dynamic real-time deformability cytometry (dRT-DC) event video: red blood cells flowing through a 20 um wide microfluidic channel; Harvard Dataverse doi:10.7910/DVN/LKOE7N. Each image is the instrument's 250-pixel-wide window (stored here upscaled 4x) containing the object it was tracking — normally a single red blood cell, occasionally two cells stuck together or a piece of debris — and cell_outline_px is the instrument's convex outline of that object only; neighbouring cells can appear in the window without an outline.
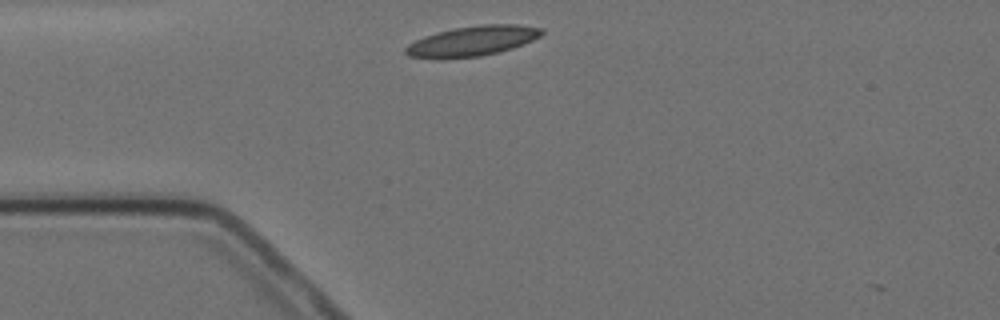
{"species": "Egyptian fruit bat (a non-hibernating species)", "species_latin": "Rousettus aegyptiacus", "temperature_condition": "cold", "stored_images_in_passage": 5, "camera_frame_rate_fps": 3000, "um_per_image_px": 0.085, "animal": {"sex": "female"}, "frame": {"image": 1, "passage_image": 1, "time_ms": 0.0, "image_size_px": [1000, 320], "cell_outline_px": [[544, 32], [540, 36], [524, 44], [512, 48], [480, 56], [440, 60], [408, 56], [404, 52], [404, 48], [408, 44], [424, 36], [436, 32], [452, 28], [480, 24], [516, 24], [540, 28]], "centroid_in_image_um": [40.08, 3.5], "position_along_channel_um": 44.9, "area_um2": 24.1}}
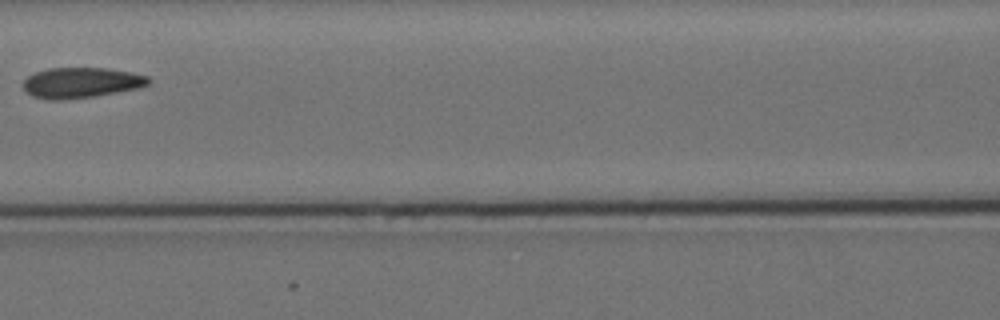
{"frame": {"image": 2, "passage_image": 4, "time_ms": 3.667, "image_size_px": [1000, 320], "cell_outline_px": [[152, 84], [140, 88], [92, 96], [56, 100], [52, 100], [32, 96], [24, 88], [24, 80], [28, 76], [36, 72], [48, 68], [108, 68], [132, 72], [148, 76], [152, 80]], "centroid_in_image_um": [6.97, 7.01], "position_along_channel_um": 159.6, "area_um2": 22.2}}
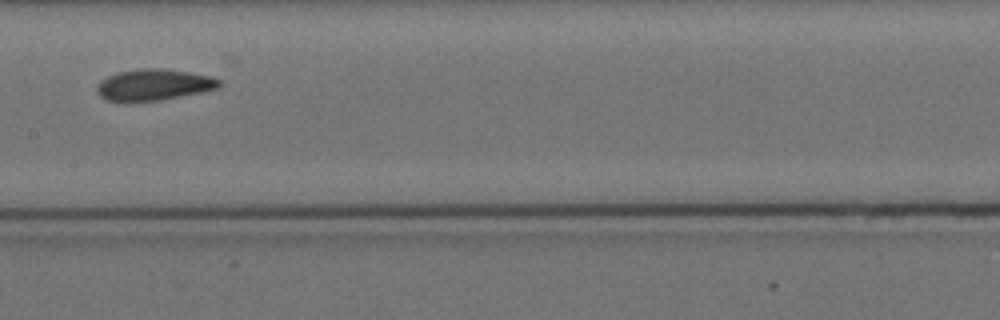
{"frame": {"image": 3, "passage_image": 5, "time_ms": 4.667, "image_size_px": [1000, 320], "cell_outline_px": [[224, 84], [220, 88], [160, 100], [132, 104], [120, 104], [104, 100], [96, 92], [96, 88], [100, 80], [116, 72], [140, 68], [160, 68], [188, 72], [212, 76], [220, 80]], "centroid_in_image_um": [13.0, 7.24], "position_along_channel_um": 194.4, "area_um2": 23.18}}